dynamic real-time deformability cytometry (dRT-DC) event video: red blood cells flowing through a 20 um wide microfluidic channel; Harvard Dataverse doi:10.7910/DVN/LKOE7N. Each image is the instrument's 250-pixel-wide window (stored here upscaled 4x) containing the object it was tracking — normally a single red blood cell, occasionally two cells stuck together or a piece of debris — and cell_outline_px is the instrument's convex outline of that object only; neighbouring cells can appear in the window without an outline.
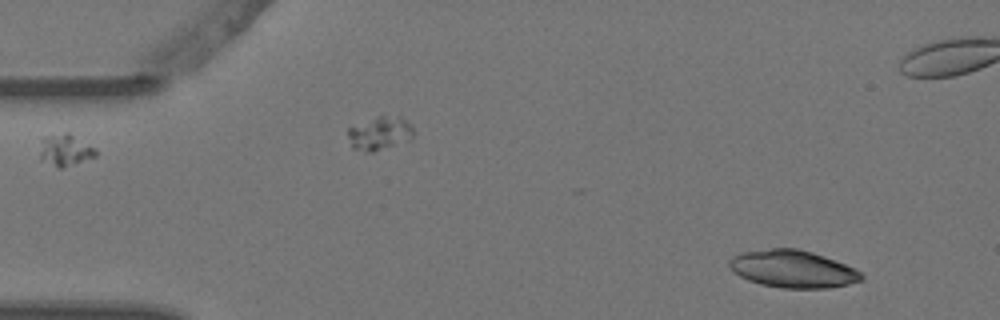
{"species": "Egyptian fruit bat (a non-hibernating species)", "species_latin": "Rousettus aegyptiacus", "temperature_condition": "warm", "stored_images_in_passage": 4, "camera_frame_rate_fps": 3000, "um_per_image_px": 0.085, "animal": {"sex": "female"}, "frame": {"image": 1, "passage_image": 1, "time_ms": 0.0, "image_size_px": [1000, 320], "cell_outline_px": [[864, 280], [848, 284], [824, 288], [780, 288], [760, 284], [748, 280], [740, 276], [728, 264], [728, 260], [732, 256], [740, 252], [772, 248], [796, 248], [812, 252], [824, 256], [844, 264], [860, 272], [864, 276]], "centroid_in_image_um": [67.36, 22.86], "position_along_channel_um": 17.6, "area_um2": 28.67}}